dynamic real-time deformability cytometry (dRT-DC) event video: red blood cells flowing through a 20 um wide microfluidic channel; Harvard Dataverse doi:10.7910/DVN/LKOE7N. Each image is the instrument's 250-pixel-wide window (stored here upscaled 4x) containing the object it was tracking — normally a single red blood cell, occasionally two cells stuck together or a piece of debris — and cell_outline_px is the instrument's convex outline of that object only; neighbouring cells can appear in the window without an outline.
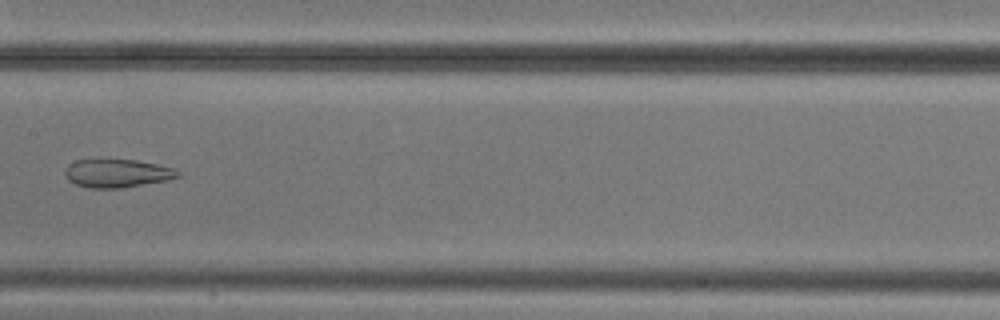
{"species": "common noctule bat (a hibernating species)", "species_latin": "Nyctalus noctula", "temperature_condition": "cold", "stored_images_in_passage": 7, "camera_frame_rate_fps": 3000, "um_per_image_px": 0.085, "animal": {"sex": "male", "body_mass_g": 20.5, "forearm_length_mm": 52.5}, "frame": {"image": 1, "passage_image": 7, "time_ms": 7.0, "image_size_px": [1000, 320], "cell_outline_px": [[180, 176], [164, 180], [120, 188], [88, 188], [76, 184], [68, 180], [64, 176], [64, 168], [68, 164], [76, 160], [136, 160], [176, 168], [180, 172]], "centroid_in_image_um": [9.91, 14.72], "position_along_channel_um": 197.5, "area_um2": 18.5}}